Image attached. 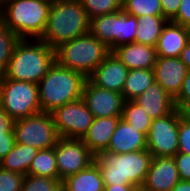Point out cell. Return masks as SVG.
<instances>
[{
    "instance_id": "obj_6",
    "label": "cell",
    "mask_w": 190,
    "mask_h": 191,
    "mask_svg": "<svg viewBox=\"0 0 190 191\" xmlns=\"http://www.w3.org/2000/svg\"><path fill=\"white\" fill-rule=\"evenodd\" d=\"M112 51L90 32L55 48V61L88 78Z\"/></svg>"
},
{
    "instance_id": "obj_43",
    "label": "cell",
    "mask_w": 190,
    "mask_h": 191,
    "mask_svg": "<svg viewBox=\"0 0 190 191\" xmlns=\"http://www.w3.org/2000/svg\"><path fill=\"white\" fill-rule=\"evenodd\" d=\"M171 191H190V182L180 179Z\"/></svg>"
},
{
    "instance_id": "obj_23",
    "label": "cell",
    "mask_w": 190,
    "mask_h": 191,
    "mask_svg": "<svg viewBox=\"0 0 190 191\" xmlns=\"http://www.w3.org/2000/svg\"><path fill=\"white\" fill-rule=\"evenodd\" d=\"M135 42L156 47L164 26L169 21L163 15L138 17Z\"/></svg>"
},
{
    "instance_id": "obj_14",
    "label": "cell",
    "mask_w": 190,
    "mask_h": 191,
    "mask_svg": "<svg viewBox=\"0 0 190 191\" xmlns=\"http://www.w3.org/2000/svg\"><path fill=\"white\" fill-rule=\"evenodd\" d=\"M129 69L111 52L87 78L93 85L122 93Z\"/></svg>"
},
{
    "instance_id": "obj_42",
    "label": "cell",
    "mask_w": 190,
    "mask_h": 191,
    "mask_svg": "<svg viewBox=\"0 0 190 191\" xmlns=\"http://www.w3.org/2000/svg\"><path fill=\"white\" fill-rule=\"evenodd\" d=\"M179 58L185 64L188 70H190V39L188 40L184 49L181 51Z\"/></svg>"
},
{
    "instance_id": "obj_35",
    "label": "cell",
    "mask_w": 190,
    "mask_h": 191,
    "mask_svg": "<svg viewBox=\"0 0 190 191\" xmlns=\"http://www.w3.org/2000/svg\"><path fill=\"white\" fill-rule=\"evenodd\" d=\"M179 149L178 152L190 154V123L179 120Z\"/></svg>"
},
{
    "instance_id": "obj_19",
    "label": "cell",
    "mask_w": 190,
    "mask_h": 191,
    "mask_svg": "<svg viewBox=\"0 0 190 191\" xmlns=\"http://www.w3.org/2000/svg\"><path fill=\"white\" fill-rule=\"evenodd\" d=\"M189 29L171 20L166 23L159 37L156 52L159 57H179L186 46Z\"/></svg>"
},
{
    "instance_id": "obj_39",
    "label": "cell",
    "mask_w": 190,
    "mask_h": 191,
    "mask_svg": "<svg viewBox=\"0 0 190 191\" xmlns=\"http://www.w3.org/2000/svg\"><path fill=\"white\" fill-rule=\"evenodd\" d=\"M181 0H161L163 16L169 21L178 13Z\"/></svg>"
},
{
    "instance_id": "obj_8",
    "label": "cell",
    "mask_w": 190,
    "mask_h": 191,
    "mask_svg": "<svg viewBox=\"0 0 190 191\" xmlns=\"http://www.w3.org/2000/svg\"><path fill=\"white\" fill-rule=\"evenodd\" d=\"M15 142L38 150L53 148L60 136L51 113L41 112L14 122Z\"/></svg>"
},
{
    "instance_id": "obj_44",
    "label": "cell",
    "mask_w": 190,
    "mask_h": 191,
    "mask_svg": "<svg viewBox=\"0 0 190 191\" xmlns=\"http://www.w3.org/2000/svg\"><path fill=\"white\" fill-rule=\"evenodd\" d=\"M54 191H68V188L61 182Z\"/></svg>"
},
{
    "instance_id": "obj_36",
    "label": "cell",
    "mask_w": 190,
    "mask_h": 191,
    "mask_svg": "<svg viewBox=\"0 0 190 191\" xmlns=\"http://www.w3.org/2000/svg\"><path fill=\"white\" fill-rule=\"evenodd\" d=\"M181 180H190V154L177 152L173 157Z\"/></svg>"
},
{
    "instance_id": "obj_47",
    "label": "cell",
    "mask_w": 190,
    "mask_h": 191,
    "mask_svg": "<svg viewBox=\"0 0 190 191\" xmlns=\"http://www.w3.org/2000/svg\"><path fill=\"white\" fill-rule=\"evenodd\" d=\"M137 191H145V190H143L142 188H139Z\"/></svg>"
},
{
    "instance_id": "obj_12",
    "label": "cell",
    "mask_w": 190,
    "mask_h": 191,
    "mask_svg": "<svg viewBox=\"0 0 190 191\" xmlns=\"http://www.w3.org/2000/svg\"><path fill=\"white\" fill-rule=\"evenodd\" d=\"M82 99L94 118L122 116L124 104L122 94L99 88L88 79L84 84Z\"/></svg>"
},
{
    "instance_id": "obj_5",
    "label": "cell",
    "mask_w": 190,
    "mask_h": 191,
    "mask_svg": "<svg viewBox=\"0 0 190 191\" xmlns=\"http://www.w3.org/2000/svg\"><path fill=\"white\" fill-rule=\"evenodd\" d=\"M51 4L49 0H5L0 20L20 39H40Z\"/></svg>"
},
{
    "instance_id": "obj_25",
    "label": "cell",
    "mask_w": 190,
    "mask_h": 191,
    "mask_svg": "<svg viewBox=\"0 0 190 191\" xmlns=\"http://www.w3.org/2000/svg\"><path fill=\"white\" fill-rule=\"evenodd\" d=\"M117 12L94 17L89 32L105 43L112 51L116 48Z\"/></svg>"
},
{
    "instance_id": "obj_17",
    "label": "cell",
    "mask_w": 190,
    "mask_h": 191,
    "mask_svg": "<svg viewBox=\"0 0 190 191\" xmlns=\"http://www.w3.org/2000/svg\"><path fill=\"white\" fill-rule=\"evenodd\" d=\"M134 101L151 119L164 117L175 109L174 99L157 82H153Z\"/></svg>"
},
{
    "instance_id": "obj_20",
    "label": "cell",
    "mask_w": 190,
    "mask_h": 191,
    "mask_svg": "<svg viewBox=\"0 0 190 191\" xmlns=\"http://www.w3.org/2000/svg\"><path fill=\"white\" fill-rule=\"evenodd\" d=\"M120 118L121 116L93 119L92 125L82 140L95 156L108 148Z\"/></svg>"
},
{
    "instance_id": "obj_34",
    "label": "cell",
    "mask_w": 190,
    "mask_h": 191,
    "mask_svg": "<svg viewBox=\"0 0 190 191\" xmlns=\"http://www.w3.org/2000/svg\"><path fill=\"white\" fill-rule=\"evenodd\" d=\"M23 174L0 168V191H21Z\"/></svg>"
},
{
    "instance_id": "obj_18",
    "label": "cell",
    "mask_w": 190,
    "mask_h": 191,
    "mask_svg": "<svg viewBox=\"0 0 190 191\" xmlns=\"http://www.w3.org/2000/svg\"><path fill=\"white\" fill-rule=\"evenodd\" d=\"M129 69H153L157 60L156 47L141 43H130L112 50Z\"/></svg>"
},
{
    "instance_id": "obj_45",
    "label": "cell",
    "mask_w": 190,
    "mask_h": 191,
    "mask_svg": "<svg viewBox=\"0 0 190 191\" xmlns=\"http://www.w3.org/2000/svg\"><path fill=\"white\" fill-rule=\"evenodd\" d=\"M2 109V102H1V91H0V110Z\"/></svg>"
},
{
    "instance_id": "obj_13",
    "label": "cell",
    "mask_w": 190,
    "mask_h": 191,
    "mask_svg": "<svg viewBox=\"0 0 190 191\" xmlns=\"http://www.w3.org/2000/svg\"><path fill=\"white\" fill-rule=\"evenodd\" d=\"M155 82L175 99L181 88L188 68L179 57H159L153 66Z\"/></svg>"
},
{
    "instance_id": "obj_22",
    "label": "cell",
    "mask_w": 190,
    "mask_h": 191,
    "mask_svg": "<svg viewBox=\"0 0 190 191\" xmlns=\"http://www.w3.org/2000/svg\"><path fill=\"white\" fill-rule=\"evenodd\" d=\"M62 182L68 191H104V182L95 162Z\"/></svg>"
},
{
    "instance_id": "obj_29",
    "label": "cell",
    "mask_w": 190,
    "mask_h": 191,
    "mask_svg": "<svg viewBox=\"0 0 190 191\" xmlns=\"http://www.w3.org/2000/svg\"><path fill=\"white\" fill-rule=\"evenodd\" d=\"M19 40L20 38L0 20V75L7 70Z\"/></svg>"
},
{
    "instance_id": "obj_7",
    "label": "cell",
    "mask_w": 190,
    "mask_h": 191,
    "mask_svg": "<svg viewBox=\"0 0 190 191\" xmlns=\"http://www.w3.org/2000/svg\"><path fill=\"white\" fill-rule=\"evenodd\" d=\"M2 109L14 120L41 113L36 83L6 79L0 75Z\"/></svg>"
},
{
    "instance_id": "obj_37",
    "label": "cell",
    "mask_w": 190,
    "mask_h": 191,
    "mask_svg": "<svg viewBox=\"0 0 190 191\" xmlns=\"http://www.w3.org/2000/svg\"><path fill=\"white\" fill-rule=\"evenodd\" d=\"M184 27H190V0H181L177 15L171 20Z\"/></svg>"
},
{
    "instance_id": "obj_38",
    "label": "cell",
    "mask_w": 190,
    "mask_h": 191,
    "mask_svg": "<svg viewBox=\"0 0 190 191\" xmlns=\"http://www.w3.org/2000/svg\"><path fill=\"white\" fill-rule=\"evenodd\" d=\"M190 101V70H188L187 75L184 78L182 88L178 96L174 99V106L178 108L181 104Z\"/></svg>"
},
{
    "instance_id": "obj_30",
    "label": "cell",
    "mask_w": 190,
    "mask_h": 191,
    "mask_svg": "<svg viewBox=\"0 0 190 191\" xmlns=\"http://www.w3.org/2000/svg\"><path fill=\"white\" fill-rule=\"evenodd\" d=\"M122 10L130 15H163L161 0H123Z\"/></svg>"
},
{
    "instance_id": "obj_4",
    "label": "cell",
    "mask_w": 190,
    "mask_h": 191,
    "mask_svg": "<svg viewBox=\"0 0 190 191\" xmlns=\"http://www.w3.org/2000/svg\"><path fill=\"white\" fill-rule=\"evenodd\" d=\"M87 78L56 61L38 83L39 101L42 112L51 113L67 103L82 98Z\"/></svg>"
},
{
    "instance_id": "obj_28",
    "label": "cell",
    "mask_w": 190,
    "mask_h": 191,
    "mask_svg": "<svg viewBox=\"0 0 190 191\" xmlns=\"http://www.w3.org/2000/svg\"><path fill=\"white\" fill-rule=\"evenodd\" d=\"M138 19L123 10L117 11L116 47L134 43Z\"/></svg>"
},
{
    "instance_id": "obj_40",
    "label": "cell",
    "mask_w": 190,
    "mask_h": 191,
    "mask_svg": "<svg viewBox=\"0 0 190 191\" xmlns=\"http://www.w3.org/2000/svg\"><path fill=\"white\" fill-rule=\"evenodd\" d=\"M180 118L187 122L190 123V101L181 104L178 108H177Z\"/></svg>"
},
{
    "instance_id": "obj_10",
    "label": "cell",
    "mask_w": 190,
    "mask_h": 191,
    "mask_svg": "<svg viewBox=\"0 0 190 191\" xmlns=\"http://www.w3.org/2000/svg\"><path fill=\"white\" fill-rule=\"evenodd\" d=\"M57 133L62 138L83 139L94 116L81 98L51 112Z\"/></svg>"
},
{
    "instance_id": "obj_1",
    "label": "cell",
    "mask_w": 190,
    "mask_h": 191,
    "mask_svg": "<svg viewBox=\"0 0 190 191\" xmlns=\"http://www.w3.org/2000/svg\"><path fill=\"white\" fill-rule=\"evenodd\" d=\"M55 62V49L41 39H20L15 46L6 79L38 84Z\"/></svg>"
},
{
    "instance_id": "obj_9",
    "label": "cell",
    "mask_w": 190,
    "mask_h": 191,
    "mask_svg": "<svg viewBox=\"0 0 190 191\" xmlns=\"http://www.w3.org/2000/svg\"><path fill=\"white\" fill-rule=\"evenodd\" d=\"M179 120L177 108L164 117L152 120L146 140L147 150L153 157H174L178 152Z\"/></svg>"
},
{
    "instance_id": "obj_15",
    "label": "cell",
    "mask_w": 190,
    "mask_h": 191,
    "mask_svg": "<svg viewBox=\"0 0 190 191\" xmlns=\"http://www.w3.org/2000/svg\"><path fill=\"white\" fill-rule=\"evenodd\" d=\"M179 180L173 157H153L141 188L145 191H171Z\"/></svg>"
},
{
    "instance_id": "obj_26",
    "label": "cell",
    "mask_w": 190,
    "mask_h": 191,
    "mask_svg": "<svg viewBox=\"0 0 190 191\" xmlns=\"http://www.w3.org/2000/svg\"><path fill=\"white\" fill-rule=\"evenodd\" d=\"M29 175L59 179L55 149L39 150L28 170Z\"/></svg>"
},
{
    "instance_id": "obj_16",
    "label": "cell",
    "mask_w": 190,
    "mask_h": 191,
    "mask_svg": "<svg viewBox=\"0 0 190 191\" xmlns=\"http://www.w3.org/2000/svg\"><path fill=\"white\" fill-rule=\"evenodd\" d=\"M147 149L146 136L120 118L106 152L122 154Z\"/></svg>"
},
{
    "instance_id": "obj_41",
    "label": "cell",
    "mask_w": 190,
    "mask_h": 191,
    "mask_svg": "<svg viewBox=\"0 0 190 191\" xmlns=\"http://www.w3.org/2000/svg\"><path fill=\"white\" fill-rule=\"evenodd\" d=\"M138 189L134 185H104V191H137Z\"/></svg>"
},
{
    "instance_id": "obj_46",
    "label": "cell",
    "mask_w": 190,
    "mask_h": 191,
    "mask_svg": "<svg viewBox=\"0 0 190 191\" xmlns=\"http://www.w3.org/2000/svg\"><path fill=\"white\" fill-rule=\"evenodd\" d=\"M1 12H2V2L0 1V15H1Z\"/></svg>"
},
{
    "instance_id": "obj_32",
    "label": "cell",
    "mask_w": 190,
    "mask_h": 191,
    "mask_svg": "<svg viewBox=\"0 0 190 191\" xmlns=\"http://www.w3.org/2000/svg\"><path fill=\"white\" fill-rule=\"evenodd\" d=\"M123 0H80L89 20L122 10Z\"/></svg>"
},
{
    "instance_id": "obj_2",
    "label": "cell",
    "mask_w": 190,
    "mask_h": 191,
    "mask_svg": "<svg viewBox=\"0 0 190 191\" xmlns=\"http://www.w3.org/2000/svg\"><path fill=\"white\" fill-rule=\"evenodd\" d=\"M152 158L147 149L122 154L101 151L94 162L99 167L104 185H134L141 188Z\"/></svg>"
},
{
    "instance_id": "obj_33",
    "label": "cell",
    "mask_w": 190,
    "mask_h": 191,
    "mask_svg": "<svg viewBox=\"0 0 190 191\" xmlns=\"http://www.w3.org/2000/svg\"><path fill=\"white\" fill-rule=\"evenodd\" d=\"M60 183L59 179L27 174L24 176L21 191H54Z\"/></svg>"
},
{
    "instance_id": "obj_11",
    "label": "cell",
    "mask_w": 190,
    "mask_h": 191,
    "mask_svg": "<svg viewBox=\"0 0 190 191\" xmlns=\"http://www.w3.org/2000/svg\"><path fill=\"white\" fill-rule=\"evenodd\" d=\"M59 180L88 168L95 155L84 144L82 139H69L60 137L54 146Z\"/></svg>"
},
{
    "instance_id": "obj_27",
    "label": "cell",
    "mask_w": 190,
    "mask_h": 191,
    "mask_svg": "<svg viewBox=\"0 0 190 191\" xmlns=\"http://www.w3.org/2000/svg\"><path fill=\"white\" fill-rule=\"evenodd\" d=\"M121 118L147 137L153 119L134 100L124 101Z\"/></svg>"
},
{
    "instance_id": "obj_24",
    "label": "cell",
    "mask_w": 190,
    "mask_h": 191,
    "mask_svg": "<svg viewBox=\"0 0 190 191\" xmlns=\"http://www.w3.org/2000/svg\"><path fill=\"white\" fill-rule=\"evenodd\" d=\"M155 82L152 69H131L123 86L124 101L134 100Z\"/></svg>"
},
{
    "instance_id": "obj_21",
    "label": "cell",
    "mask_w": 190,
    "mask_h": 191,
    "mask_svg": "<svg viewBox=\"0 0 190 191\" xmlns=\"http://www.w3.org/2000/svg\"><path fill=\"white\" fill-rule=\"evenodd\" d=\"M38 151L29 145L15 142L12 150L0 160V168L25 176Z\"/></svg>"
},
{
    "instance_id": "obj_31",
    "label": "cell",
    "mask_w": 190,
    "mask_h": 191,
    "mask_svg": "<svg viewBox=\"0 0 190 191\" xmlns=\"http://www.w3.org/2000/svg\"><path fill=\"white\" fill-rule=\"evenodd\" d=\"M14 122L15 120L7 112L0 110V160L15 144Z\"/></svg>"
},
{
    "instance_id": "obj_3",
    "label": "cell",
    "mask_w": 190,
    "mask_h": 191,
    "mask_svg": "<svg viewBox=\"0 0 190 191\" xmlns=\"http://www.w3.org/2000/svg\"><path fill=\"white\" fill-rule=\"evenodd\" d=\"M90 20L80 0L52 1L45 31L40 38L53 49L89 33Z\"/></svg>"
}]
</instances>
